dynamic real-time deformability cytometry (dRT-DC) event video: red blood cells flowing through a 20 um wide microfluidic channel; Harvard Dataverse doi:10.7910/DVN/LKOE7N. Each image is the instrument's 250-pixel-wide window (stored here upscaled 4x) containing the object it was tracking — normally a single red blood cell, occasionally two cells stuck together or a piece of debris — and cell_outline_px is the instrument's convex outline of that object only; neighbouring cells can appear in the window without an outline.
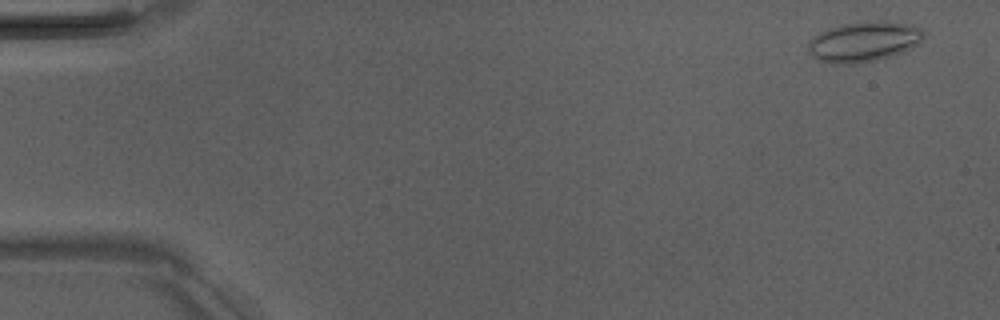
{"species": "Egyptian fruit bat (a non-hibernating species)", "species_latin": "Rousettus aegyptiacus", "temperature_condition": "room temperature", "stored_images_in_passage": 4, "camera_frame_rate_fps": 3000, "um_per_image_px": 0.085, "animal": {"sex": "male"}, "frame": {"image": 1, "passage_image": 1, "time_ms": 0.0, "image_size_px": [1000, 320], "cell_outline_px": [[924, 40], [900, 52], [888, 56], [856, 64], [832, 64], [820, 60], [812, 56], [808, 48], [808, 44], [820, 32], [840, 24], [864, 20], [884, 20], [904, 24], [920, 28], [924, 32]], "centroid_in_image_um": [73.41, 3.52], "position_along_channel_um": 11.6, "area_um2": 26.76}}